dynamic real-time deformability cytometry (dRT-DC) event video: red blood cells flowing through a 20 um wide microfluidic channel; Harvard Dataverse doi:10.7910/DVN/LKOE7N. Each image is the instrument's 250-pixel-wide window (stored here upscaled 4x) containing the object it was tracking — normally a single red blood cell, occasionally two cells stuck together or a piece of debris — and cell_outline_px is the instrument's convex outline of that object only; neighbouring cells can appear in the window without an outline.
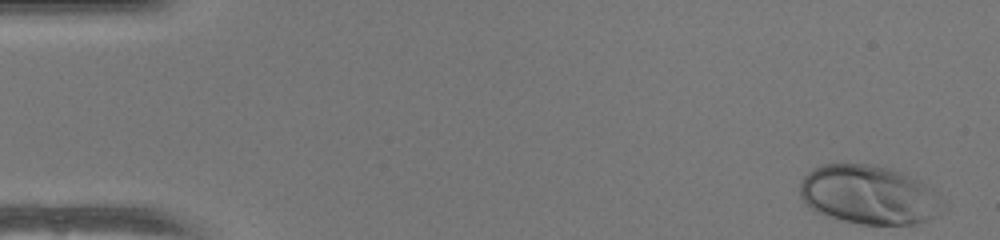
{"species": "human", "species_latin": "Homo sapiens", "temperature_condition": "warm", "stored_images_in_passage": 50, "camera_frame_rate_fps": 3000, "um_per_image_px": 0.085, "donor": {"sex": "female"}, "frame": {"image": 1, "passage_image": 1, "time_ms": 0.0, "image_size_px": [1000, 240], "cell_outline_px": [[936, 216], [916, 224], [860, 224], [844, 220], [816, 212], [800, 196], [800, 180], [808, 172], [824, 164], [872, 164], [888, 168], [900, 172], [920, 180], [928, 188]], "centroid_in_image_um": [73.68, 16.54], "position_along_channel_um": 11.3, "area_um2": 47.22}}
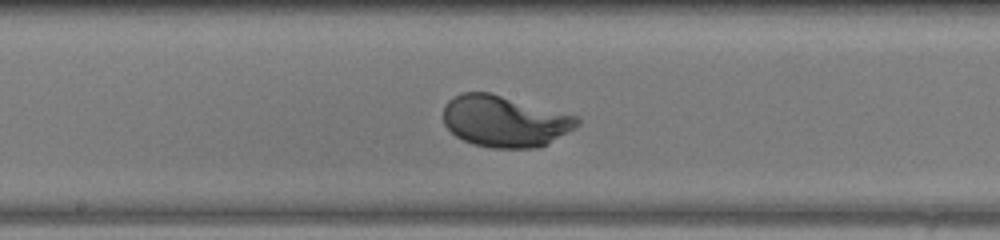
{"frame": {"image": 2, "passage_image": 26, "time_ms": 8.333, "image_size_px": [1000, 240], "cell_outline_px": [[580, 124], [576, 128], [548, 144], [536, 148], [492, 148], [472, 144], [456, 136], [444, 124], [444, 104], [448, 100], [464, 92], [488, 92], [580, 116]], "centroid_in_image_um": [42.94, 10.31], "position_along_channel_um": 205.3, "area_um2": 40.29}}
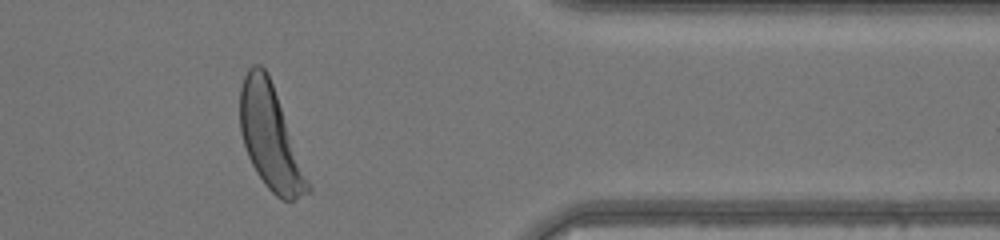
{"frame": {"image": 3, "passage_image": 41, "time_ms": 13.333, "image_size_px": [1000, 240], "cell_outline_px": [[312, 188], [308, 192], [292, 200], [280, 200], [264, 184], [256, 172], [248, 156], [240, 132], [240, 88], [244, 76], [248, 68], [252, 64], [260, 64], [268, 72]], "centroid_in_image_um": [22.96, 11.66], "position_along_channel_um": 388.4, "area_um2": 40.46}, "authors_computed_cell_mechanics": {"area_um2": 40.4889, "velocity_mm_per_s": 4.0446, "shape_relaxation_time_tau1_ms": 2.7199, "shape_relaxation_time_tau2_ms": null, "deformation_change_tau1": 0.2111, "deformation_change_tau2": null}}